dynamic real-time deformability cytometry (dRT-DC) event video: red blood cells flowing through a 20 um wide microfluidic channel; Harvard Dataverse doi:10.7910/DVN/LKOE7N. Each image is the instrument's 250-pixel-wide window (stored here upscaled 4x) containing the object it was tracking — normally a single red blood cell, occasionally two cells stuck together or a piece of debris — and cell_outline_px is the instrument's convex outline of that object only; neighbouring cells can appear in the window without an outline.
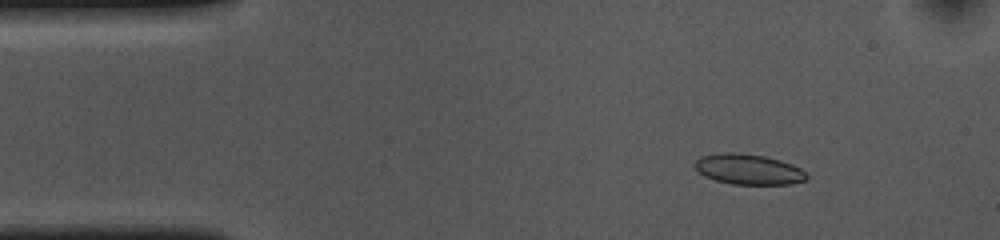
{"species": "common noctule bat (a hibernating species)", "species_latin": "Nyctalus noctula", "temperature_condition": "cold", "stored_images_in_passage": 54, "camera_frame_rate_fps": 3000, "um_per_image_px": 0.085, "animal": {"sex": "female", "body_mass_g": 10.0, "forearm_length_mm": 53.1}, "frame": {"image": 1, "passage_image": 7, "time_ms": 2.0, "image_size_px": [1000, 240], "cell_outline_px": [[808, 176], [804, 180], [792, 184], [732, 184], [716, 180], [704, 176], [692, 164], [700, 156], [720, 152], [740, 152], [764, 156], [780, 160], [792, 164], [800, 168]], "centroid_in_image_um": [63.59, 14.37], "position_along_channel_um": 21.4, "area_um2": 19.88}}
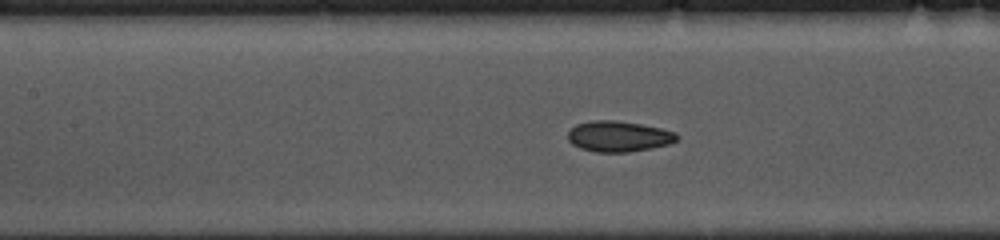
{"frame": {"image": 2, "passage_image": 23, "time_ms": 7.333, "image_size_px": [1000, 240], "cell_outline_px": [[680, 136], [676, 140], [668, 144], [628, 152], [596, 152], [580, 148], [572, 144], [568, 140], [568, 132], [576, 124], [592, 120], [616, 120], [640, 124], [660, 128], [676, 132]], "centroid_in_image_um": [52.56, 11.58], "position_along_channel_um": 154.8, "area_um2": 19.42}}
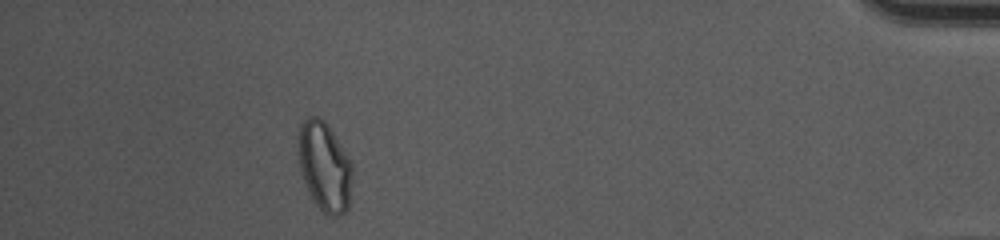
{"frame": {"image": 3, "passage_image": 49, "time_ms": 16.0, "image_size_px": [1000, 240], "cell_outline_px": [[352, 180], [348, 208], [340, 216], [328, 216], [316, 204], [304, 180], [300, 168], [300, 124], [308, 116], [320, 116], [328, 124], [352, 160]], "centroid_in_image_um": [27.64, 14.14], "position_along_channel_um": 407.6, "area_um2": 27.92}, "authors_computed_cell_mechanics": {"area_um2": 19.5653, "velocity_mm_per_s": 3.6187, "shape_relaxation_time_tau1_ms": 9.329, "shape_relaxation_time_tau2_ms": 3.7105, "deformation_change_tau1": 0.1512, "deformation_change_tau2": 0.0763}}